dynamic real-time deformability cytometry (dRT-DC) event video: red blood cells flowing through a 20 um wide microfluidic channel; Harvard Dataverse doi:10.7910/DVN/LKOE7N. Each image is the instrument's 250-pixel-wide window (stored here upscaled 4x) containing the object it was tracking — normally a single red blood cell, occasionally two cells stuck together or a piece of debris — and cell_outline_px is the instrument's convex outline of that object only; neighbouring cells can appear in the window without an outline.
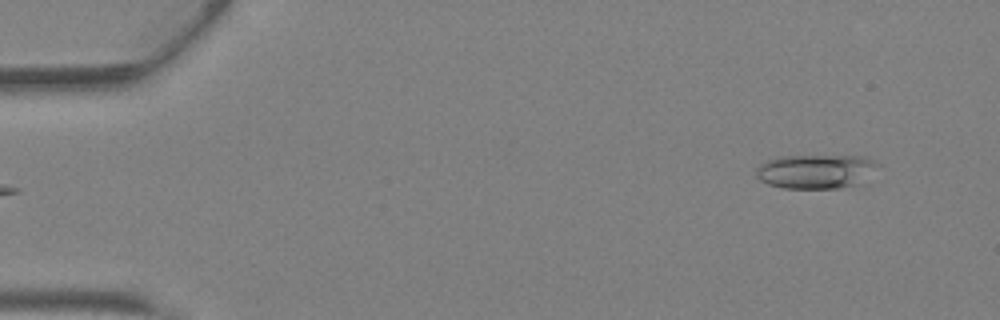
{"species": "Egyptian fruit bat (a non-hibernating species)", "species_latin": "Rousettus aegyptiacus", "temperature_condition": "warm", "stored_images_in_passage": 39, "camera_frame_rate_fps": 3000, "um_per_image_px": 0.085, "animal": {"sex": "female"}, "frame": {"image": 1, "passage_image": 1, "time_ms": 0.0, "image_size_px": [1000, 320], "cell_outline_px": [[880, 164], [856, 184], [840, 188], [784, 188], [768, 184], [760, 180], [756, 176], [756, 168], [760, 164], [768, 160], [780, 156], [868, 156]], "centroid_in_image_um": [69.3, 14.55], "position_along_channel_um": 15.7, "area_um2": 23.99}}
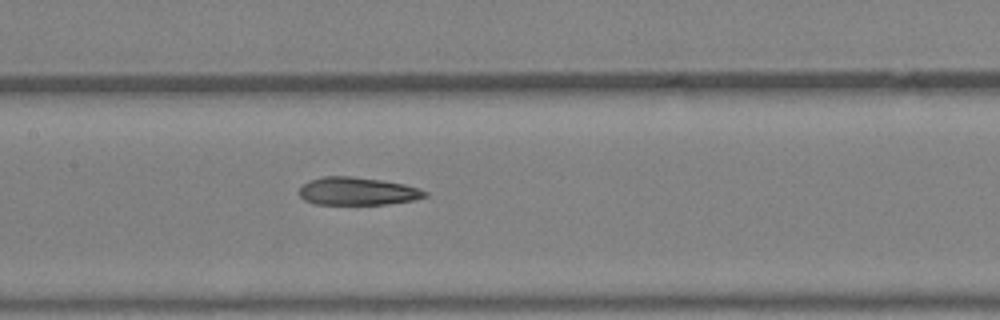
{"frame": {"image": 2, "passage_image": 18, "time_ms": 5.667, "image_size_px": [1000, 320], "cell_outline_px": [[428, 196], [412, 200], [388, 204], [316, 204], [304, 200], [300, 196], [300, 188], [304, 184], [312, 180], [324, 176], [352, 176], [380, 180], [404, 184], [420, 188], [428, 192]], "centroid_in_image_um": [30.42, 16.25], "position_along_channel_um": 177.0, "area_um2": 20.29}}
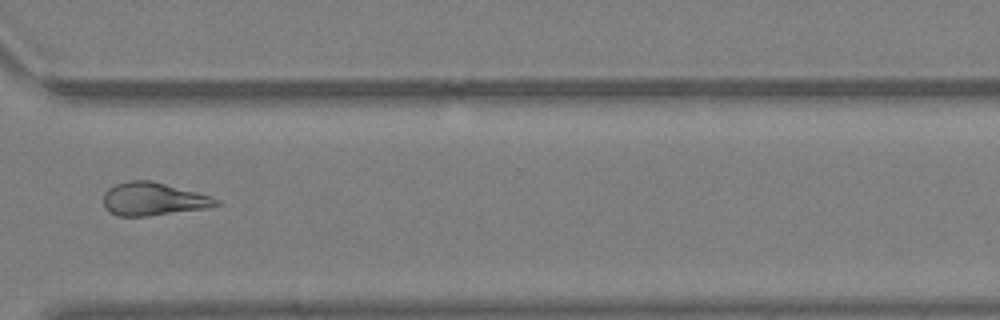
{"frame": {"image": 3, "passage_image": 29, "time_ms": 9.333, "image_size_px": [1000, 320], "cell_outline_px": [[220, 204], [204, 208], [148, 216], [116, 216], [108, 212], [104, 208], [104, 192], [108, 188], [116, 184], [128, 180], [152, 180], [196, 192], [220, 200]], "centroid_in_image_um": [12.96, 16.91], "position_along_channel_um": 357.6, "area_um2": 21.62}, "authors_computed_cell_mechanics": {"area_um2": 21.6172, "velocity_mm_per_s": 4.9288, "shape_relaxation_time_tau1_ms": 10.5271, "shape_relaxation_time_tau2_ms": 5.096, "deformation_change_tau1": 0.3155, "deformation_change_tau2": 0.1993}}